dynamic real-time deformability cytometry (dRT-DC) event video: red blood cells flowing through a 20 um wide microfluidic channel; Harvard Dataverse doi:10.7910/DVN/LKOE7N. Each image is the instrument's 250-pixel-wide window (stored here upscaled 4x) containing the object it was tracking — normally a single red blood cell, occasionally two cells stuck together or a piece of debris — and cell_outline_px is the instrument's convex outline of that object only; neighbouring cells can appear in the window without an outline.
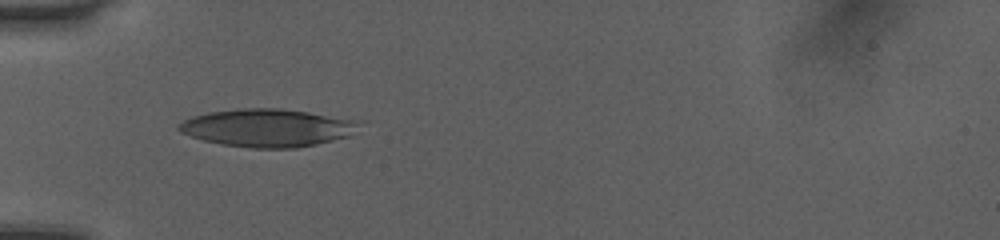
{"species": "human", "species_latin": "Homo sapiens", "temperature_condition": "room temperature", "stored_images_in_passage": 8, "camera_frame_rate_fps": 3000, "um_per_image_px": 0.085, "donor": {"sex": "female"}, "frame": {"image": 1, "passage_image": 7, "time_ms": 2.0, "image_size_px": [1000, 240], "cell_outline_px": [[356, 124], [348, 136], [316, 144], [292, 148], [252, 148], [220, 144], [204, 140], [180, 132], [176, 128], [176, 124], [192, 116], [208, 112], [240, 108], [280, 108], [308, 112], [352, 120]], "centroid_in_image_um": [22.58, 10.86], "position_along_channel_um": 62.4, "area_um2": 39.13}}